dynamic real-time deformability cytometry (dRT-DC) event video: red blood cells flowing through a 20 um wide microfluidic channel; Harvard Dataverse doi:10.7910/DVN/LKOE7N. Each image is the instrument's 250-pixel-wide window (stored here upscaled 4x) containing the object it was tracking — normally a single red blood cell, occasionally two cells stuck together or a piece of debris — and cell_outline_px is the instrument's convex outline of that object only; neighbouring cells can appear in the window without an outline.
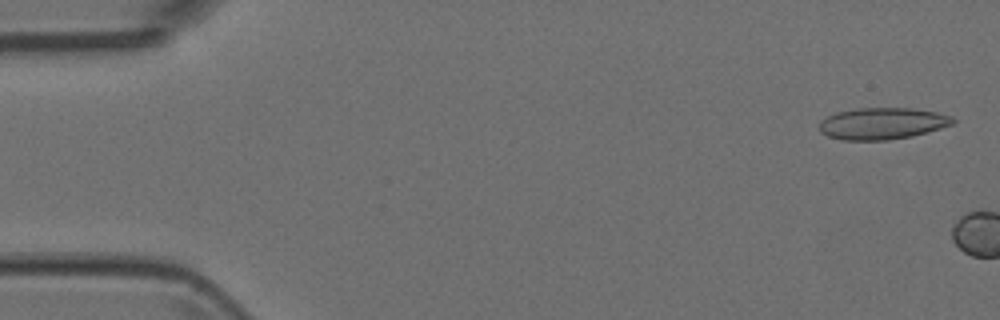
{"species": "Egyptian fruit bat (a non-hibernating species)", "species_latin": "Rousettus aegyptiacus", "temperature_condition": "room temperature", "stored_images_in_passage": 2, "camera_frame_rate_fps": 3000, "um_per_image_px": 0.085, "animal": {"sex": "female"}, "frame": {"image": 1, "passage_image": 1, "time_ms": 0.0, "image_size_px": [1000, 320], "cell_outline_px": [[956, 120], [952, 124], [940, 128], [912, 136], [888, 140], [840, 140], [828, 136], [820, 132], [820, 120], [836, 112], [856, 108], [912, 108], [936, 112], [952, 116]], "centroid_in_image_um": [74.98, 10.49], "position_along_channel_um": 10.0, "area_um2": 24.68}}